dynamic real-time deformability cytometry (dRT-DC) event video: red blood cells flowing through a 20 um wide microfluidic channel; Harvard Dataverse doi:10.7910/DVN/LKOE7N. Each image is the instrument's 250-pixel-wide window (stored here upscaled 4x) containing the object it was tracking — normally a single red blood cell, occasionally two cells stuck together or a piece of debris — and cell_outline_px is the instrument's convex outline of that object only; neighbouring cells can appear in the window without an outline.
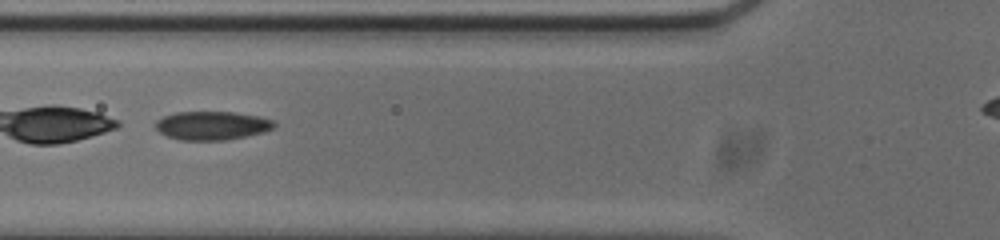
{"species": "common noctule bat (a hibernating species)", "species_latin": "Nyctalus noctula", "temperature_condition": "cold", "stored_images_in_passage": 34, "camera_frame_rate_fps": 3000, "um_per_image_px": 0.085, "animal": {"sex": "male", "body_mass_g": 20.0, "forearm_length_mm": 53.3}, "frame": {"image": 1, "passage_image": 6, "time_ms": 1.667, "image_size_px": [1000, 240], "cell_outline_px": [[276, 124], [272, 128], [264, 132], [228, 140], [180, 140], [168, 136], [160, 132], [156, 128], [156, 120], [164, 116], [176, 112], [236, 112], [260, 116], [272, 120]], "centroid_in_image_um": [18.03, 10.67], "position_along_channel_um": 107.8, "area_um2": 19.77}, "authors_computed_cell_mechanics": {"area_um2": 20.5768, "velocity_mm_per_s": 3.6868, "shape_relaxation_time_tau1_ms": 0.2464, "shape_relaxation_time_tau2_ms": 1.3192, "deformation_change_tau1": 0.2867, "deformation_change_tau2": 0.0748}}